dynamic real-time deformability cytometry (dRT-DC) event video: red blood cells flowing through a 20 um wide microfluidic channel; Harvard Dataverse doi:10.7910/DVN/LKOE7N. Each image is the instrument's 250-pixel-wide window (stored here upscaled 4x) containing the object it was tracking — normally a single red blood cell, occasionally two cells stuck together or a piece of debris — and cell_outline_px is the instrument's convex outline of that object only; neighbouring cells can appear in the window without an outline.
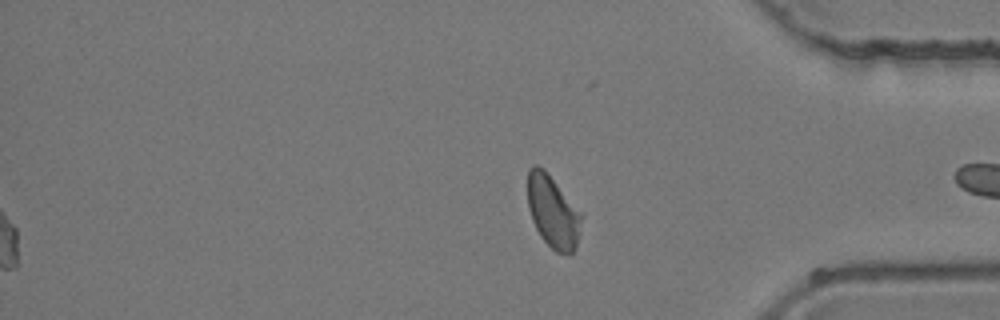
{"species": "common noctule bat (a hibernating species)", "species_latin": "Nyctalus noctula", "temperature_condition": "room temperature", "stored_images_in_passage": 38, "segment_of_instrument_passage": [2, 2], "camera_frame_rate_fps": 3000, "um_per_image_px": 0.085, "animal": {"sex": "female", "body_mass_g": 24.6, "forearm_length_mm": 56.2}, "frame": {"image": 1, "passage_image": 38, "time_ms": 12.333, "image_size_px": [1000, 320], "cell_outline_px": [[584, 216], [576, 244], [572, 252], [568, 256], [556, 252], [540, 236], [532, 220], [528, 208], [528, 168], [532, 164], [536, 164], [544, 168], [584, 212]], "centroid_in_image_um": [47.03, 17.96], "position_along_channel_um": 388.2, "area_um2": 23.35}}